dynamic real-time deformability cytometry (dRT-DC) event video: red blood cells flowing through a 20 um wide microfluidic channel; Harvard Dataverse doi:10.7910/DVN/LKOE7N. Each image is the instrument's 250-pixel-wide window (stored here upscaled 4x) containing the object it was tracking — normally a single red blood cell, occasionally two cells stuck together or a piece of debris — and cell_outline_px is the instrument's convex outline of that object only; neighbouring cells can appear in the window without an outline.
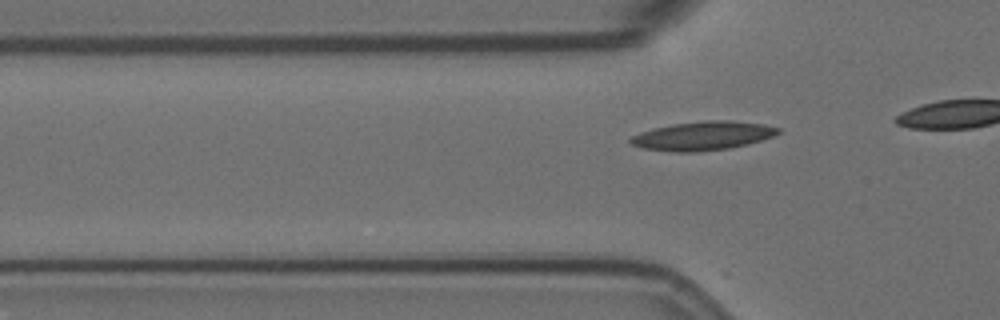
{"species": "Egyptian fruit bat (a non-hibernating species)", "species_latin": "Rousettus aegyptiacus", "temperature_condition": "room temperature", "stored_images_in_passage": 14, "camera_frame_rate_fps": 3000, "um_per_image_px": 0.085, "animal": {"sex": "female"}, "frame": {"image": 1, "passage_image": 8, "time_ms": 2.333, "image_size_px": [1000, 320], "cell_outline_px": [[780, 132], [772, 136], [748, 144], [728, 148], [696, 152], [676, 152], [640, 148], [632, 144], [628, 140], [632, 136], [640, 132], [652, 128], [672, 124], [704, 120], [732, 120], [764, 124], [780, 128]], "centroid_in_image_um": [59.71, 11.54], "position_along_channel_um": 66.1, "area_um2": 24.85}}
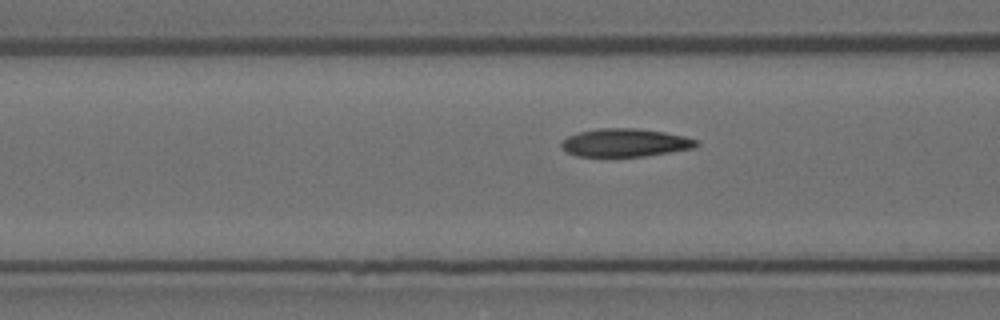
{"frame": {"image": 2, "passage_image": 12, "time_ms": 3.667, "image_size_px": [1000, 320], "cell_outline_px": [[700, 144], [696, 148], [644, 156], [576, 156], [560, 148], [560, 144], [568, 136], [580, 132], [600, 128], [636, 128], [664, 132], [684, 136], [696, 140]], "centroid_in_image_um": [53.15, 12.13], "position_along_channel_um": 113.5, "area_um2": 22.02}}